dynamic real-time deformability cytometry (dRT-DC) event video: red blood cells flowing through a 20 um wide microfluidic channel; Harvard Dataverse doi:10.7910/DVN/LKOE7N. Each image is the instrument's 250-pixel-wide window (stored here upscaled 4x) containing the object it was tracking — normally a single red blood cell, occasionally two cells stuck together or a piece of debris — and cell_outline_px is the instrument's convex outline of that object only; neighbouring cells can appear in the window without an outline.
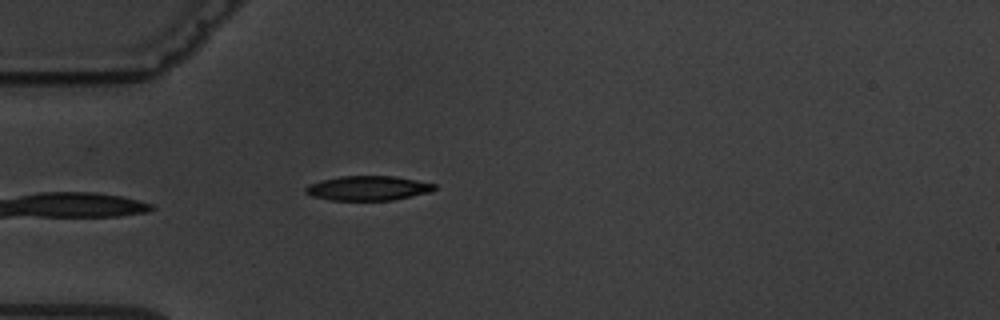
{"species": "common noctule bat (a hibernating species)", "species_latin": "Nyctalus noctula", "temperature_condition": "warm", "stored_images_in_passage": 4, "camera_frame_rate_fps": 3000, "um_per_image_px": 0.085, "animal": {"sex": "male", "body_mass_g": 19.5, "forearm_length_mm": 54.6}, "frame": {"image": 1, "passage_image": 4, "time_ms": 5.333, "image_size_px": [1000, 320], "cell_outline_px": [[436, 188], [432, 192], [392, 200], [332, 200], [312, 196], [304, 192], [304, 188], [308, 184], [320, 180], [340, 176], [396, 176], [436, 184]], "centroid_in_image_um": [31.27, 15.99], "position_along_channel_um": 53.7, "area_um2": 18.55}}